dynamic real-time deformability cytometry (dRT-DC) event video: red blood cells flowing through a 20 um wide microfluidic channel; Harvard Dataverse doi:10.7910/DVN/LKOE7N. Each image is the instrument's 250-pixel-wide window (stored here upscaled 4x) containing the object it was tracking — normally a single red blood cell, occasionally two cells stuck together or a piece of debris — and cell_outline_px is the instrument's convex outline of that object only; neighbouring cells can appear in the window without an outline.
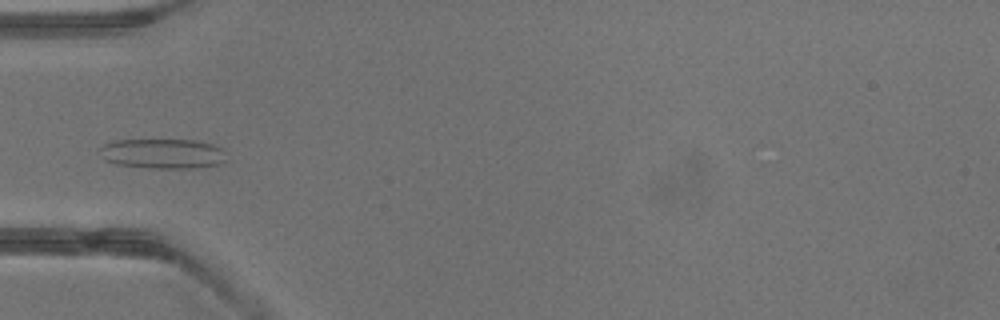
{"species": "common noctule bat (a hibernating species)", "species_latin": "Nyctalus noctula", "temperature_condition": "warm", "stored_images_in_passage": 40, "camera_frame_rate_fps": 3000, "um_per_image_px": 0.085, "animal": {"sex": "male", "body_mass_g": 13.3}, "frame": {"image": 1, "passage_image": 14, "time_ms": 4.333, "image_size_px": [1000, 320], "cell_outline_px": [[228, 160], [220, 164], [192, 168], [152, 168], [116, 164], [104, 160], [100, 148], [104, 144], [116, 140], [192, 140], [212, 144], [224, 148]], "centroid_in_image_um": [13.89, 13.06], "position_along_channel_um": 71.1, "area_um2": 22.14}}
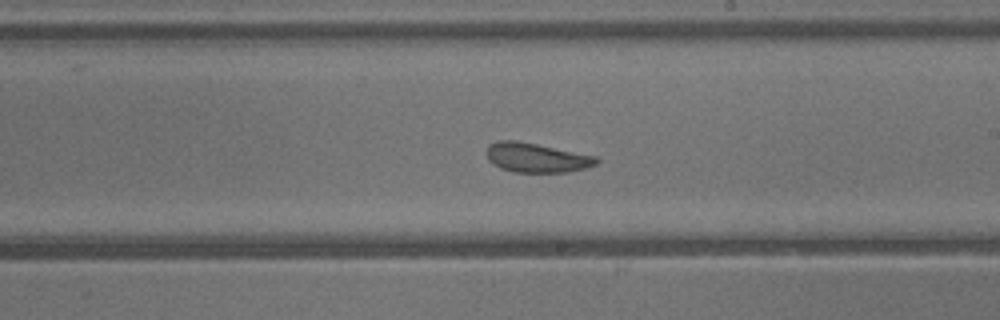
{"frame": {"image": 2, "passage_image": 24, "time_ms": 7.667, "image_size_px": [1000, 320], "cell_outline_px": [[600, 160], [596, 164], [584, 168], [568, 172], [516, 172], [500, 168], [492, 164], [488, 160], [484, 152], [488, 144], [496, 140], [516, 140], [596, 156]], "centroid_in_image_um": [45.53, 13.39], "position_along_channel_um": 243.5, "area_um2": 18.96}}
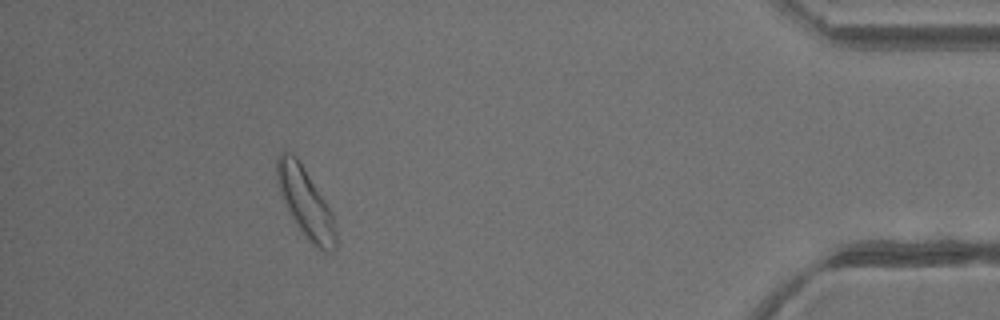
{"frame": {"image": 3, "passage_image": 37, "time_ms": 12.0, "image_size_px": [1000, 320], "cell_outline_px": [[336, 248], [332, 252], [324, 252], [316, 248], [304, 236], [292, 220], [288, 212], [280, 192], [276, 176], [276, 156], [280, 152], [288, 152], [296, 156], [332, 212], [336, 228]], "centroid_in_image_um": [25.96, 17.27], "position_along_channel_um": 409.2, "area_um2": 23.87}}